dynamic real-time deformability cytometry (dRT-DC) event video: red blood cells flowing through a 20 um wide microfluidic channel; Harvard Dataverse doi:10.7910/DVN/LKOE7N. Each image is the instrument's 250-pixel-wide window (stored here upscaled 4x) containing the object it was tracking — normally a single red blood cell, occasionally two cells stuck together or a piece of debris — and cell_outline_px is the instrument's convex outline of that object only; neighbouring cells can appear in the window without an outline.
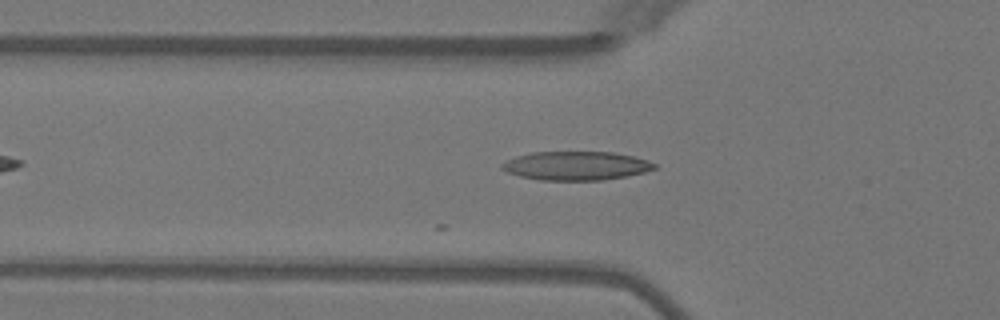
{"species": "Egyptian fruit bat (a non-hibernating species)", "species_latin": "Rousettus aegyptiacus", "temperature_condition": "warm", "stored_images_in_passage": 9, "camera_frame_rate_fps": 3000, "um_per_image_px": 0.085, "animal": {"sex": "female"}, "frame": {"image": 1, "passage_image": 9, "time_ms": 2.667, "image_size_px": [1000, 320], "cell_outline_px": [[656, 168], [644, 172], [604, 180], [540, 180], [520, 176], [508, 172], [500, 168], [500, 164], [516, 156], [532, 152], [612, 152], [632, 156], [648, 160], [656, 164]], "centroid_in_image_um": [48.95, 14.09], "position_along_channel_um": 76.8, "area_um2": 25.43}}